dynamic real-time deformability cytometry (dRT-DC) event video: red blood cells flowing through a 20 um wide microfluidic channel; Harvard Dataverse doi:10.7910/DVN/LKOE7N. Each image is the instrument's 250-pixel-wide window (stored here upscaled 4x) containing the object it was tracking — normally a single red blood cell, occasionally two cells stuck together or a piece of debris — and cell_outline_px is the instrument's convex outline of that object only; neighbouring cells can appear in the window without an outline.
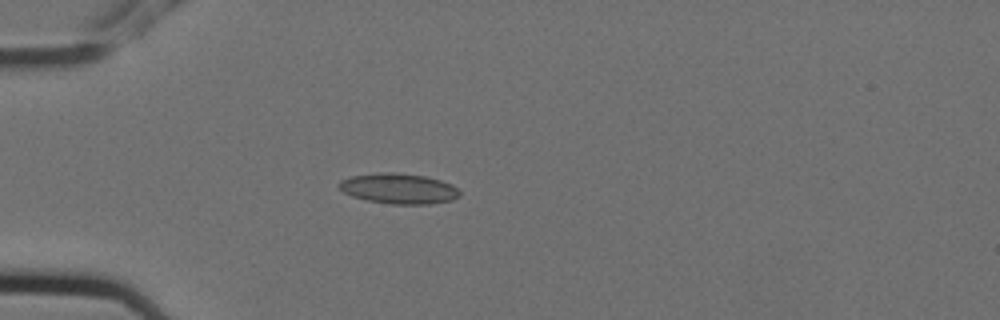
{"species": "Egyptian fruit bat (a non-hibernating species)", "species_latin": "Rousettus aegyptiacus", "temperature_condition": "cold", "stored_images_in_passage": 4, "camera_frame_rate_fps": 3000, "um_per_image_px": 0.085, "animal": {"sex": "female"}, "frame": {"image": 1, "passage_image": 4, "time_ms": 1.0, "image_size_px": [1000, 320], "cell_outline_px": [[460, 196], [452, 200], [428, 204], [392, 204], [368, 200], [352, 196], [344, 192], [336, 184], [340, 180], [352, 176], [380, 172], [392, 172], [424, 176], [440, 180], [452, 184], [460, 192]], "centroid_in_image_um": [33.89, 16.02], "position_along_channel_um": 51.1, "area_um2": 21.27}}